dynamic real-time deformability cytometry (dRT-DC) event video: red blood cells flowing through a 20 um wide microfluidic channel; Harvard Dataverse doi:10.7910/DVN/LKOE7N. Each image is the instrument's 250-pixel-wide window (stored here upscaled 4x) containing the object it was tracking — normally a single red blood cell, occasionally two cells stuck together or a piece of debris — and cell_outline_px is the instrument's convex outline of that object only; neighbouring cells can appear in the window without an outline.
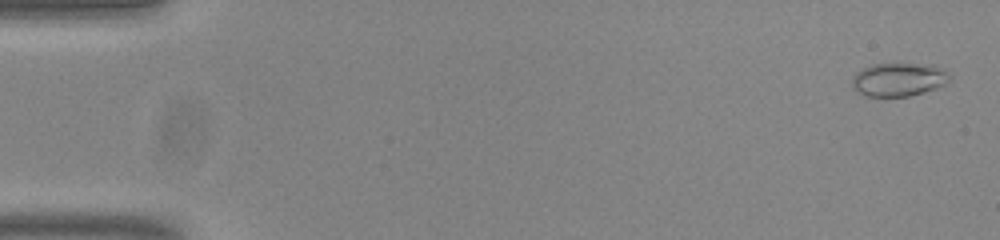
{"species": "common noctule bat (a hibernating species)", "species_latin": "Nyctalus noctula", "temperature_condition": "room temperature", "stored_images_in_passage": 54, "camera_frame_rate_fps": 3000, "um_per_image_px": 0.085, "animal": {"sex": "male", "body_mass_g": 20.0, "forearm_length_mm": 53.3}, "frame": {"image": 1, "passage_image": 2, "time_ms": 0.333, "image_size_px": [1000, 240], "cell_outline_px": [[952, 76], [944, 84], [936, 88], [924, 92], [908, 96], [864, 96], [852, 88], [852, 76], [856, 72], [872, 64], [936, 64], [948, 72]], "centroid_in_image_um": [76.39, 6.75], "position_along_channel_um": 8.6, "area_um2": 19.13}}
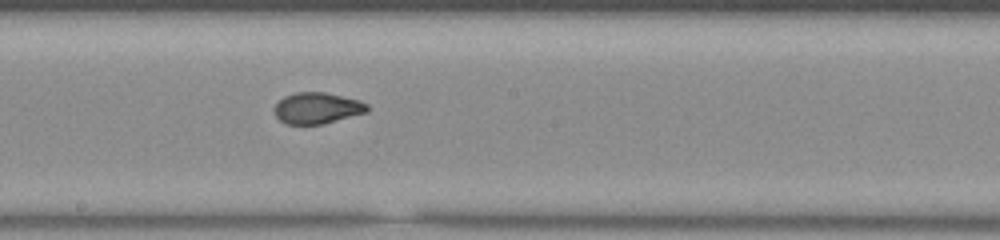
{"frame": {"image": 2, "passage_image": 30, "time_ms": 9.667, "image_size_px": [1000, 240], "cell_outline_px": [[368, 112], [324, 124], [284, 124], [276, 116], [272, 108], [284, 96], [296, 92], [324, 92], [360, 100], [368, 104]], "centroid_in_image_um": [26.95, 9.19], "position_along_channel_um": 221.2, "area_um2": 17.05}}
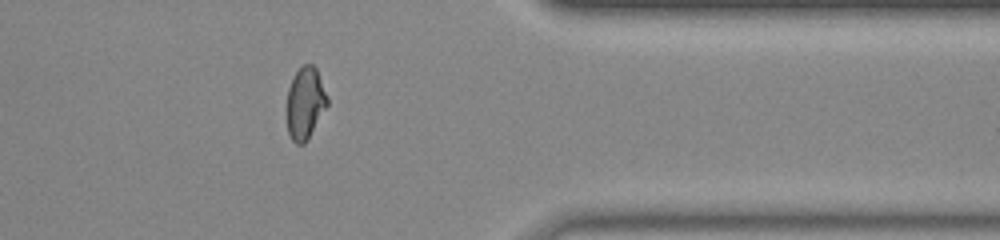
{"frame": {"image": 3, "passage_image": 44, "time_ms": 14.333, "image_size_px": [1000, 240], "cell_outline_px": [[328, 104], [304, 144], [296, 144], [292, 140], [288, 132], [284, 112], [284, 108], [288, 88], [296, 72], [304, 64], [312, 64], [316, 68], [328, 96]], "centroid_in_image_um": [25.89, 8.77], "position_along_channel_um": 385.5, "area_um2": 17.28}, "authors_computed_cell_mechanics": {"area_um2": 17.5134, "velocity_mm_per_s": 3.8295, "shape_relaxation_time_tau1_ms": null, "shape_relaxation_time_tau2_ms": 0.7528, "deformation_change_tau1": null, "deformation_change_tau2": 0.0523}}